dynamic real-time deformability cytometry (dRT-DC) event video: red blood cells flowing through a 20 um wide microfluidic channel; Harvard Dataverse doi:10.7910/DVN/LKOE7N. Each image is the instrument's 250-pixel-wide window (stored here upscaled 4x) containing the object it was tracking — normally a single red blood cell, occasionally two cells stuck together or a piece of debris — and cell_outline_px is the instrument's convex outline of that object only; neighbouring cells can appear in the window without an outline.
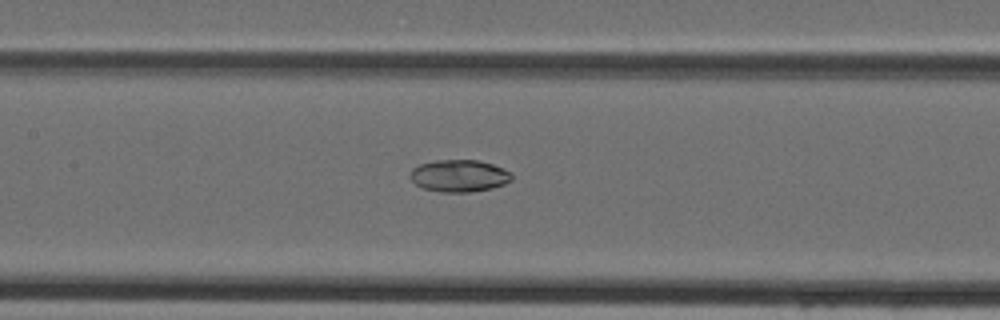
{"species": "Egyptian fruit bat (a non-hibernating species)", "species_latin": "Rousettus aegyptiacus", "temperature_condition": "cold", "stored_images_in_passage": 33, "camera_frame_rate_fps": 3000, "um_per_image_px": 0.085, "animal": {"sex": "female"}, "frame": {"image": 1, "passage_image": 9, "time_ms": 2.667, "image_size_px": [1000, 320], "cell_outline_px": [[512, 180], [504, 184], [492, 188], [472, 192], [440, 192], [424, 188], [416, 184], [412, 180], [412, 168], [420, 164], [436, 160], [476, 160], [492, 164], [512, 172]], "centroid_in_image_um": [39.06, 14.94], "position_along_channel_um": 168.3, "area_um2": 18.9}}
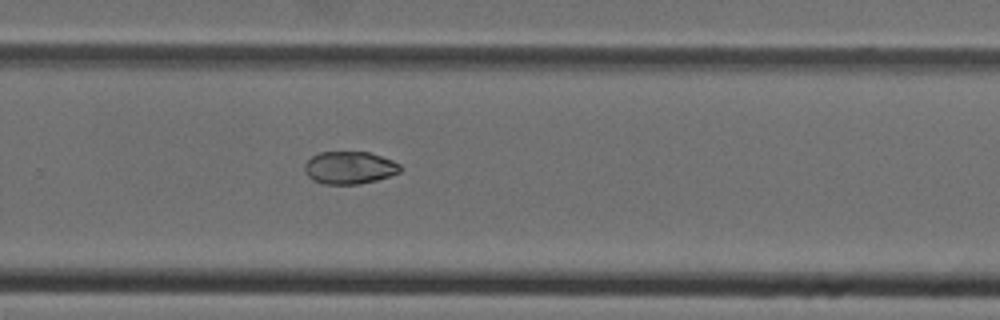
{"frame": {"image": 2, "passage_image": 18, "time_ms": 5.667, "image_size_px": [1000, 320], "cell_outline_px": [[400, 172], [376, 180], [356, 184], [324, 184], [312, 180], [304, 172], [304, 164], [312, 156], [320, 152], [368, 152], [392, 160], [400, 164]], "centroid_in_image_um": [29.67, 14.25], "position_along_channel_um": 300.1, "area_um2": 18.03}}
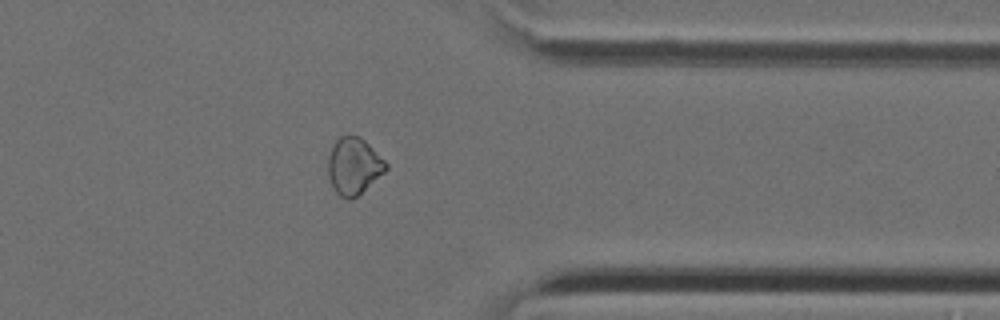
{"frame": {"image": 3, "passage_image": 24, "time_ms": 7.667, "image_size_px": [1000, 320], "cell_outline_px": [[388, 168], [384, 172], [356, 196], [348, 200], [340, 196], [336, 192], [328, 176], [328, 156], [336, 140], [340, 136], [360, 136], [388, 164]], "centroid_in_image_um": [30.05, 14.11], "position_along_channel_um": 381.3, "area_um2": 18.73}}